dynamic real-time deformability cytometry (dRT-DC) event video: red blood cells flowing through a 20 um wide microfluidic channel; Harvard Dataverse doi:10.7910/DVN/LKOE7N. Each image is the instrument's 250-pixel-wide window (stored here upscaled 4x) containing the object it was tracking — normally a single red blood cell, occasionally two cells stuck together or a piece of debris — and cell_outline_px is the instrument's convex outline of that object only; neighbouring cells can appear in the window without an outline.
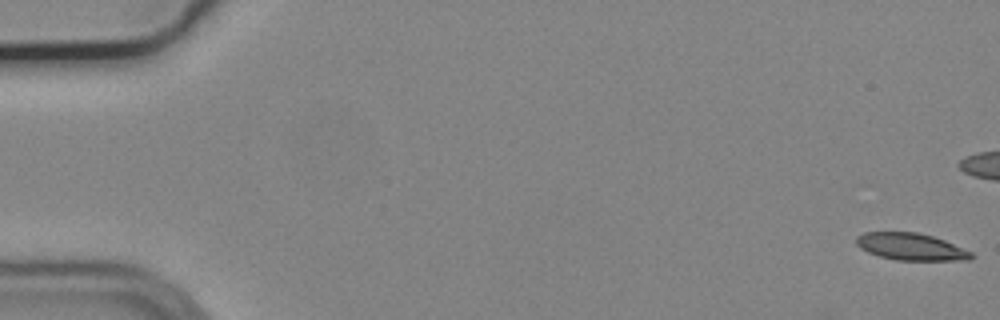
{"species": "common noctule bat (a hibernating species)", "species_latin": "Nyctalus noctula", "temperature_condition": "cold", "stored_images_in_passage": 20, "camera_frame_rate_fps": 3000, "um_per_image_px": 0.085, "animal": {"sex": "male", "body_mass_g": 19.2, "forearm_length_mm": 51.8}, "frame": {"image": 1, "passage_image": 1, "time_ms": 0.0, "image_size_px": [1000, 320], "cell_outline_px": [[972, 260], [896, 260], [880, 256], [868, 252], [860, 248], [856, 244], [856, 236], [864, 232], [916, 232], [932, 236], [944, 240], [972, 252]], "centroid_in_image_um": [77.41, 20.97], "position_along_channel_um": 7.6, "area_um2": 18.03}}
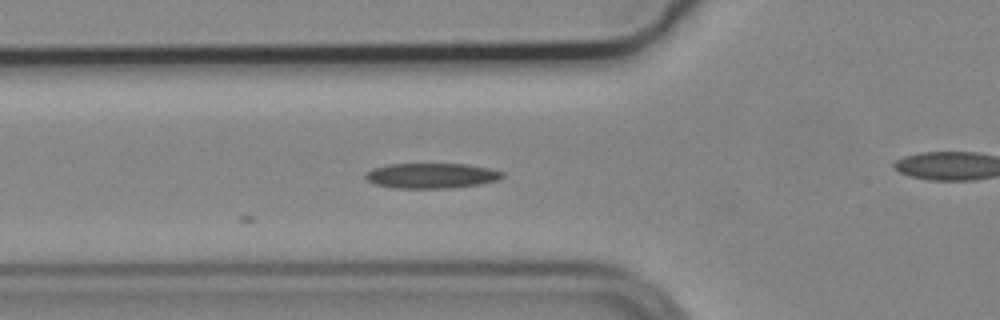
{"frame": {"image": 2, "passage_image": 20, "time_ms": 6.333, "image_size_px": [1000, 320], "cell_outline_px": [[504, 176], [496, 180], [480, 184], [448, 188], [396, 188], [376, 184], [368, 180], [364, 176], [372, 168], [388, 164], [468, 164], [492, 168], [504, 172]], "centroid_in_image_um": [36.71, 14.92], "position_along_channel_um": 89.1, "area_um2": 20.06}}